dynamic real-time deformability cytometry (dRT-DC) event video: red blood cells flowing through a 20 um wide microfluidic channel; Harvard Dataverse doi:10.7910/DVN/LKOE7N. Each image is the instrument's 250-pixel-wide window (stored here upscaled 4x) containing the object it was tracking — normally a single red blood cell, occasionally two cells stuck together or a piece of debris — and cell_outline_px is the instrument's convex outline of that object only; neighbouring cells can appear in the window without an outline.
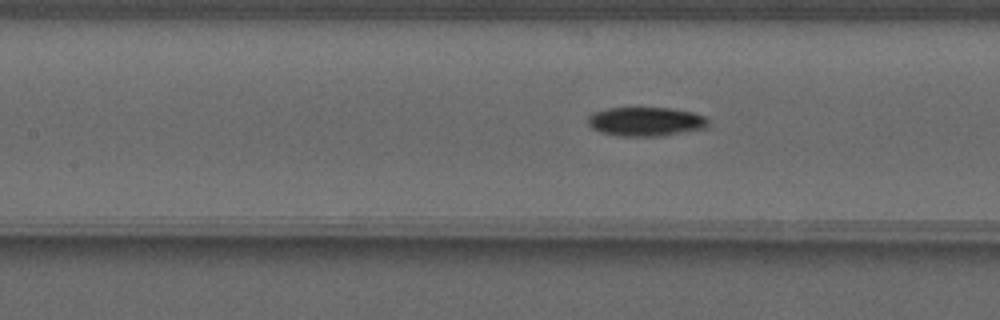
{"species": "common noctule bat (a hibernating species)", "species_latin": "Nyctalus noctula", "temperature_condition": "warm", "stored_images_in_passage": 17, "camera_frame_rate_fps": 3000, "um_per_image_px": 0.085, "animal": {"sex": "male", "forearm_length_mm": 52.5}, "frame": {"image": 1, "passage_image": 17, "time_ms": 5.333, "image_size_px": [1000, 320], "cell_outline_px": [[708, 128], [664, 136], [620, 136], [600, 132], [592, 128], [588, 124], [588, 116], [596, 112], [608, 108], [668, 108], [692, 112], [704, 116], [708, 120]], "centroid_in_image_um": [54.92, 10.35], "position_along_channel_um": 152.5, "area_um2": 20.4}}